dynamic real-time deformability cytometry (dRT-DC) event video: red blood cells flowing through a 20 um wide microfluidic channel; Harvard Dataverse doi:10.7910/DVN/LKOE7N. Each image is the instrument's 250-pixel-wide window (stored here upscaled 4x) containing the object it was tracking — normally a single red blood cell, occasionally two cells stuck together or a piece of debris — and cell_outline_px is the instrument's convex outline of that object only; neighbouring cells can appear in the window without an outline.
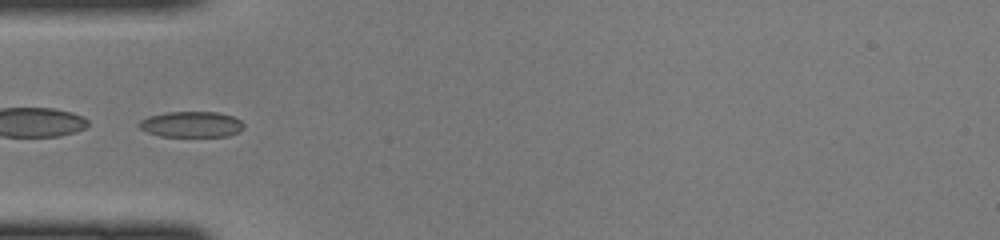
{"species": "common noctule bat (a hibernating species)", "species_latin": "Nyctalus noctula", "temperature_condition": "cold", "stored_images_in_passage": 46, "segment_of_instrument_passage": [2, 2], "camera_frame_rate_fps": 3000, "um_per_image_px": 0.085, "animal": {"sex": "female", "body_mass_g": 22.0, "forearm_length_mm": 56.7}, "frame": {"image": 1, "passage_image": 15, "time_ms": 4.667, "image_size_px": [1000, 240], "cell_outline_px": [[244, 128], [240, 132], [228, 136], [160, 136], [148, 132], [140, 128], [136, 124], [140, 120], [148, 116], [164, 112], [216, 112], [232, 116], [240, 120], [244, 124]], "centroid_in_image_um": [16.26, 10.57], "position_along_channel_um": 68.7, "area_um2": 15.84}}
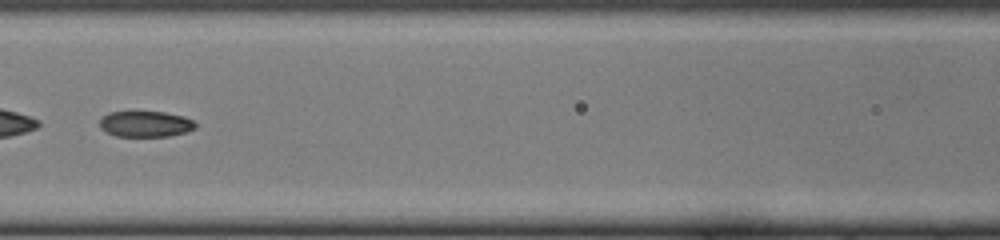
{"frame": {"image": 2, "passage_image": 21, "time_ms": 6.667, "image_size_px": [1000, 240], "cell_outline_px": [[196, 128], [188, 132], [168, 136], [116, 136], [104, 132], [100, 128], [100, 116], [108, 112], [164, 112], [184, 116], [192, 120], [196, 124]], "centroid_in_image_um": [12.34, 10.54], "position_along_channel_um": 154.3, "area_um2": 14.62}}